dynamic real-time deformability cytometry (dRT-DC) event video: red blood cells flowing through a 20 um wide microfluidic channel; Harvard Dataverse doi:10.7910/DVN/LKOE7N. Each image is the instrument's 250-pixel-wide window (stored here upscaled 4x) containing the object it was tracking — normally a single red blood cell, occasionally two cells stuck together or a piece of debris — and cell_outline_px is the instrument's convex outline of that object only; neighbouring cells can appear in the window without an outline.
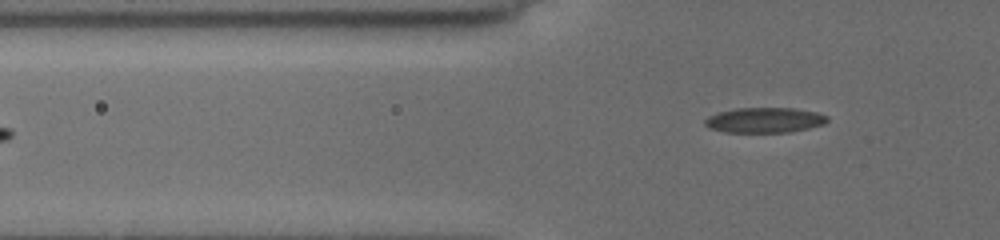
{"species": "common noctule bat (a hibernating species)", "species_latin": "Nyctalus noctula", "temperature_condition": "cold", "stored_images_in_passage": 9, "camera_frame_rate_fps": 3000, "um_per_image_px": 0.085, "animal": {"sex": "female", "body_mass_g": 19.5, "forearm_length_mm": 54.1}, "frame": {"image": 1, "passage_image": 9, "time_ms": 8.0, "image_size_px": [1000, 240], "cell_outline_px": [[828, 120], [824, 124], [808, 128], [788, 132], [724, 132], [708, 128], [704, 124], [704, 120], [708, 116], [716, 112], [736, 108], [796, 108], [816, 112], [828, 116]], "centroid_in_image_um": [64.95, 10.2], "position_along_channel_um": 60.8, "area_um2": 18.09}}